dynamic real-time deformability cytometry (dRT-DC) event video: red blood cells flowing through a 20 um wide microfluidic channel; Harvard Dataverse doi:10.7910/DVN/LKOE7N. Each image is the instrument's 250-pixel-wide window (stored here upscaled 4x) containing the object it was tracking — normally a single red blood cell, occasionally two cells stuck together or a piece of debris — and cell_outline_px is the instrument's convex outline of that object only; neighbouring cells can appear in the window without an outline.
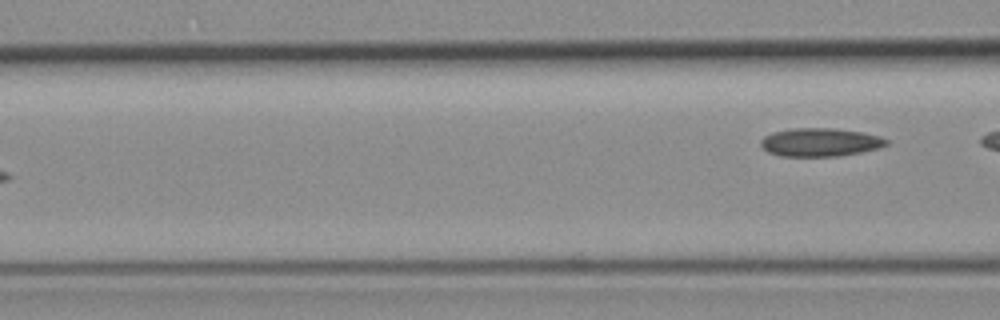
{"species": "common noctule bat (a hibernating species)", "species_latin": "Nyctalus noctula", "temperature_condition": "room temperature", "stored_images_in_passage": 7, "camera_frame_rate_fps": 3000, "um_per_image_px": 0.085, "animal": {"sex": "female", "body_mass_g": 19.3, "forearm_length_mm": 54.1}, "frame": {"image": 1, "passage_image": 7, "time_ms": 7.0, "image_size_px": [1000, 320], "cell_outline_px": [[888, 144], [880, 148], [840, 156], [780, 156], [768, 152], [760, 144], [760, 140], [764, 136], [772, 132], [792, 128], [832, 128], [860, 132], [880, 136], [888, 140]], "centroid_in_image_um": [69.7, 12.09], "position_along_channel_um": 96.9, "area_um2": 20.75}}